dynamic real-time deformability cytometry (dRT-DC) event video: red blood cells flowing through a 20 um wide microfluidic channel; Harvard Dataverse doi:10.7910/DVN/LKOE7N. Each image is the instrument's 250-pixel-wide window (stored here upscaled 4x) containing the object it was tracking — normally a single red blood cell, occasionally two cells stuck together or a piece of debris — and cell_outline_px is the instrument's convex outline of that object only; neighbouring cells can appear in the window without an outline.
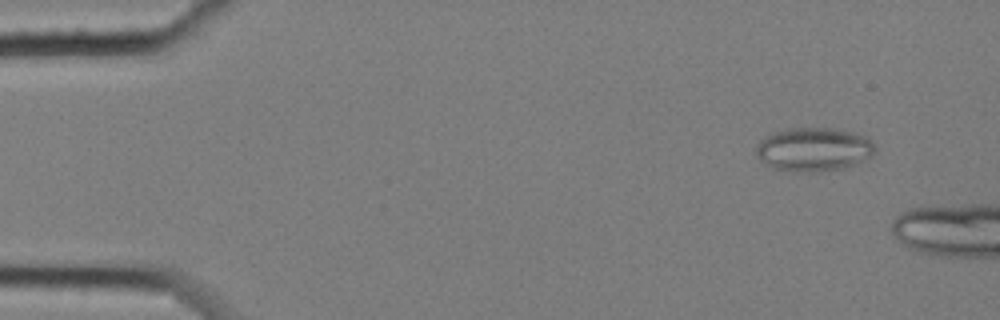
{"species": "common noctule bat (a hibernating species)", "species_latin": "Nyctalus noctula", "temperature_condition": "cold", "stored_images_in_passage": 9, "camera_frame_rate_fps": 3000, "um_per_image_px": 0.085, "animal": {"sex": "female", "body_mass_g": 25.1}, "frame": {"image": 1, "passage_image": 3, "time_ms": 0.667, "image_size_px": [1000, 320], "cell_outline_px": [[876, 148], [872, 156], [864, 160], [840, 168], [820, 172], [796, 172], [772, 168], [764, 164], [756, 156], [756, 144], [760, 140], [776, 132], [788, 128], [836, 128], [868, 136], [872, 140]], "centroid_in_image_um": [69.16, 12.7], "position_along_channel_um": 15.8, "area_um2": 30.52}}